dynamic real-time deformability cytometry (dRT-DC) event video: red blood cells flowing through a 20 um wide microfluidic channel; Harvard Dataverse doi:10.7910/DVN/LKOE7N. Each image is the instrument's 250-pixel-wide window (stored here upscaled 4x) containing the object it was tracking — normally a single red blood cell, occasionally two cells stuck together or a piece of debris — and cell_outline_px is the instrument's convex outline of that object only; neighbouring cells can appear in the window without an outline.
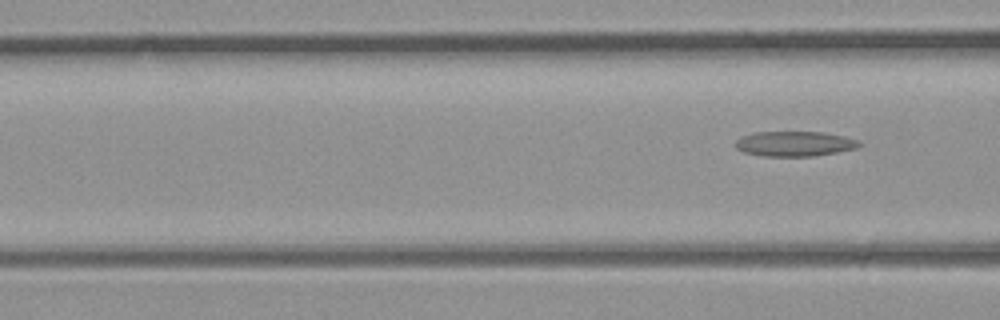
{"species": "common noctule bat (a hibernating species)", "species_latin": "Nyctalus noctula", "temperature_condition": "room temperature", "stored_images_in_passage": 4, "segment_of_instrument_passage": [2, 2], "camera_frame_rate_fps": 3000, "um_per_image_px": 0.085, "animal": {"sex": "male", "body_mass_g": 23.1, "forearm_length_mm": 52.7}, "frame": {"image": 1, "passage_image": 4, "time_ms": 1.0, "image_size_px": [1000, 320], "cell_outline_px": [[860, 144], [856, 148], [836, 152], [812, 156], [764, 156], [744, 152], [736, 148], [736, 140], [744, 136], [756, 132], [820, 132], [844, 136], [860, 140]], "centroid_in_image_um": [67.55, 12.22], "position_along_channel_um": 99.1, "area_um2": 17.8}}